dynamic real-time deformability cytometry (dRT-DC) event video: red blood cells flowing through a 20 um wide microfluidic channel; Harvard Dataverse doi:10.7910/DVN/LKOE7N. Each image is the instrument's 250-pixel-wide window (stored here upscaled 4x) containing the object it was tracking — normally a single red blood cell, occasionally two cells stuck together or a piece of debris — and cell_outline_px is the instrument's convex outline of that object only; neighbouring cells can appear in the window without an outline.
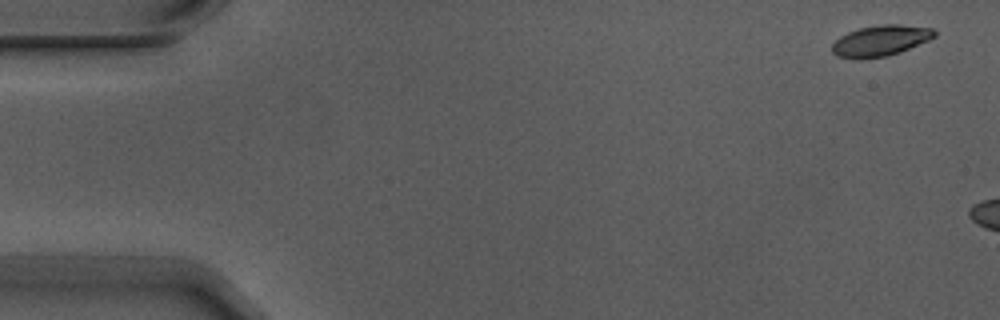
{"species": "Egyptian fruit bat (a non-hibernating species)", "species_latin": "Rousettus aegyptiacus", "temperature_condition": "warm", "stored_images_in_passage": 3, "camera_frame_rate_fps": 3000, "um_per_image_px": 0.085, "animal": {"sex": "male"}, "frame": {"image": 1, "passage_image": 1, "time_ms": 0.0, "image_size_px": [1000, 320], "cell_outline_px": [[936, 36], [928, 40], [900, 52], [888, 56], [836, 56], [832, 52], [832, 44], [840, 36], [848, 32], [860, 28], [880, 24], [900, 24], [932, 28], [936, 32]], "centroid_in_image_um": [74.89, 3.41], "position_along_channel_um": 10.1, "area_um2": 17.8}}